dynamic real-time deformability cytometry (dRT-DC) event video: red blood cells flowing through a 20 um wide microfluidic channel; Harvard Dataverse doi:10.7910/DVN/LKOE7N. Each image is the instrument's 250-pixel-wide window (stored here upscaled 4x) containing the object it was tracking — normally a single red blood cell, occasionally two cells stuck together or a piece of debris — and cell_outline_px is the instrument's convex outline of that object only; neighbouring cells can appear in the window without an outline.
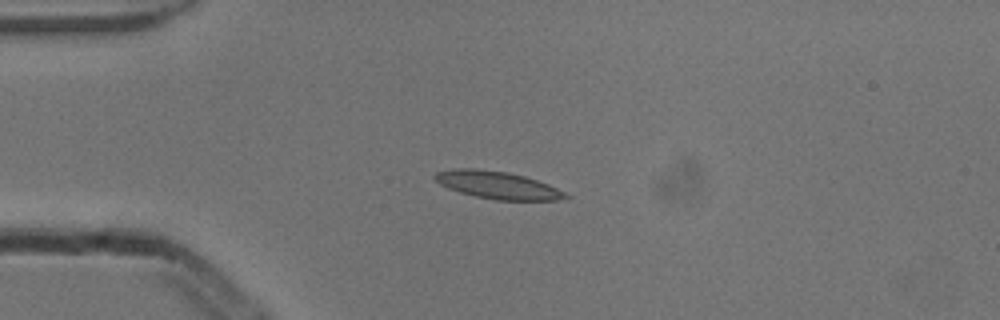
{"species": "common noctule bat (a hibernating species)", "species_latin": "Nyctalus noctula", "temperature_condition": "cold", "stored_images_in_passage": 41, "camera_frame_rate_fps": 3000, "um_per_image_px": 0.085, "animal": {"sex": "male", "body_mass_g": 13.3}, "frame": {"image": 1, "passage_image": 1, "time_ms": 0.0, "image_size_px": [1000, 320], "cell_outline_px": [[572, 196], [556, 200], [496, 200], [476, 196], [460, 192], [448, 188], [440, 184], [432, 176], [436, 172], [452, 168], [472, 168], [508, 172], [524, 176], [548, 184]], "centroid_in_image_um": [42.26, 15.72], "position_along_channel_um": 42.7, "area_um2": 20.81}}
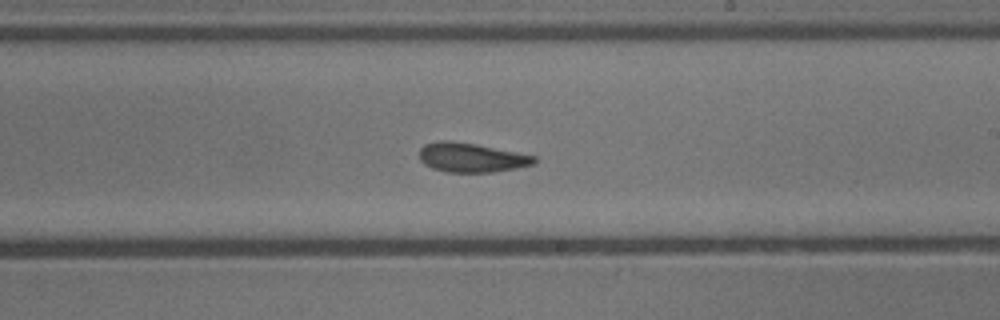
{"frame": {"image": 2, "passage_image": 19, "time_ms": 6.0, "image_size_px": [1000, 320], "cell_outline_px": [[536, 164], [516, 168], [492, 172], [448, 172], [432, 168], [424, 164], [420, 160], [420, 148], [424, 144], [440, 140], [452, 140], [476, 144], [536, 156]], "centroid_in_image_um": [40.06, 13.38], "position_along_channel_um": 248.9, "area_um2": 19.65}}
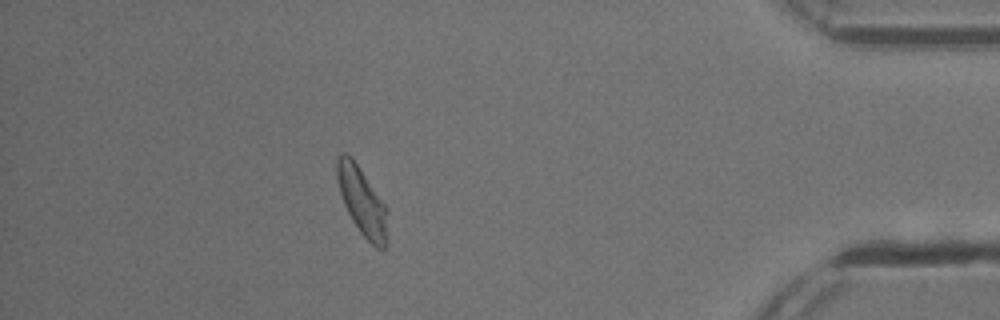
{"frame": {"image": 3, "passage_image": 35, "time_ms": 11.333, "image_size_px": [1000, 320], "cell_outline_px": [[384, 248], [376, 248], [360, 232], [352, 220], [344, 204], [336, 180], [336, 156], [340, 152], [344, 152], [352, 156], [384, 204]], "centroid_in_image_um": [30.66, 16.98], "position_along_channel_um": 404.5, "area_um2": 19.13}, "authors_computed_cell_mechanics": {"area_um2": 19.7676, "velocity_mm_per_s": 3.8318, "shape_relaxation_time_tau1_ms": 3.3454, "shape_relaxation_time_tau2_ms": 2.4924, "deformation_change_tau1": 0.1196, "deformation_change_tau2": 0.1027}}